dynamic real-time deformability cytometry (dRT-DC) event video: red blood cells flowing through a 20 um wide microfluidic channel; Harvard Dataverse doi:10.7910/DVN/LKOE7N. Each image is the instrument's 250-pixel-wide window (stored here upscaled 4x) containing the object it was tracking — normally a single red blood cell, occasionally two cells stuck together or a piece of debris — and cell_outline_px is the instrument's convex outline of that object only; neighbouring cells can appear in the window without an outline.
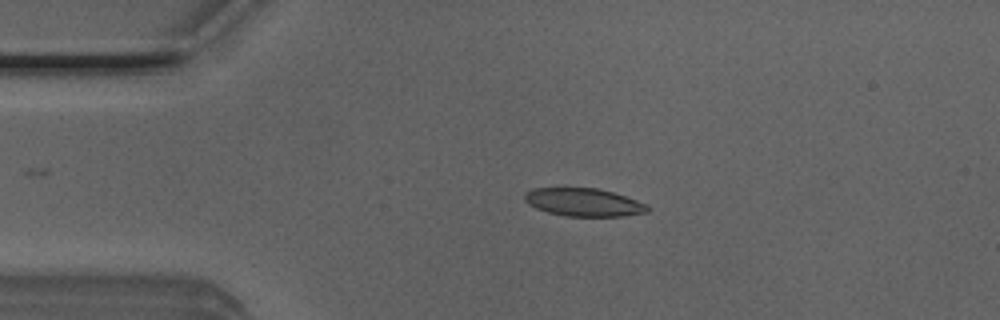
{"species": "Egyptian fruit bat (a non-hibernating species)", "species_latin": "Rousettus aegyptiacus", "temperature_condition": "room temperature", "stored_images_in_passage": 18, "camera_frame_rate_fps": 3000, "um_per_image_px": 0.085, "animal": {"sex": "male"}, "frame": {"image": 1, "passage_image": 11, "time_ms": 3.333, "image_size_px": [1000, 320], "cell_outline_px": [[652, 208], [648, 212], [624, 216], [564, 216], [548, 212], [536, 208], [528, 204], [524, 200], [524, 192], [532, 188], [596, 188], [612, 192], [648, 204]], "centroid_in_image_um": [49.61, 17.2], "position_along_channel_um": 35.4, "area_um2": 20.17}}
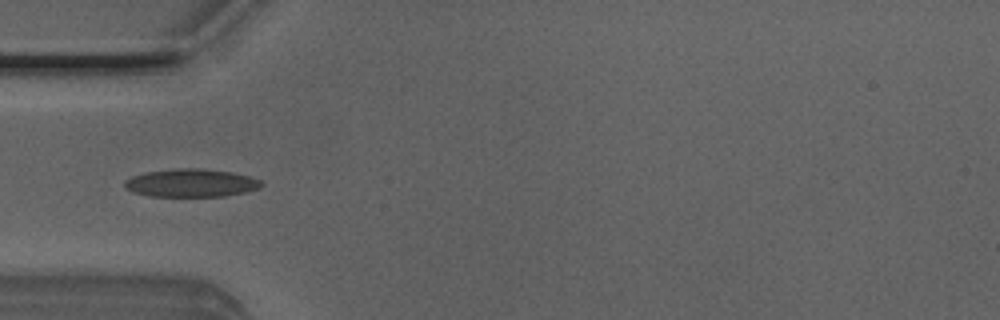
{"frame": {"image": 2, "passage_image": 16, "time_ms": 5.0, "image_size_px": [1000, 320], "cell_outline_px": [[264, 184], [260, 188], [244, 192], [224, 196], [148, 196], [132, 192], [124, 188], [124, 180], [132, 176], [144, 172], [172, 168], [200, 168], [232, 172], [248, 176], [260, 180]], "centroid_in_image_um": [16.2, 15.54], "position_along_channel_um": 68.8, "area_um2": 22.54}}